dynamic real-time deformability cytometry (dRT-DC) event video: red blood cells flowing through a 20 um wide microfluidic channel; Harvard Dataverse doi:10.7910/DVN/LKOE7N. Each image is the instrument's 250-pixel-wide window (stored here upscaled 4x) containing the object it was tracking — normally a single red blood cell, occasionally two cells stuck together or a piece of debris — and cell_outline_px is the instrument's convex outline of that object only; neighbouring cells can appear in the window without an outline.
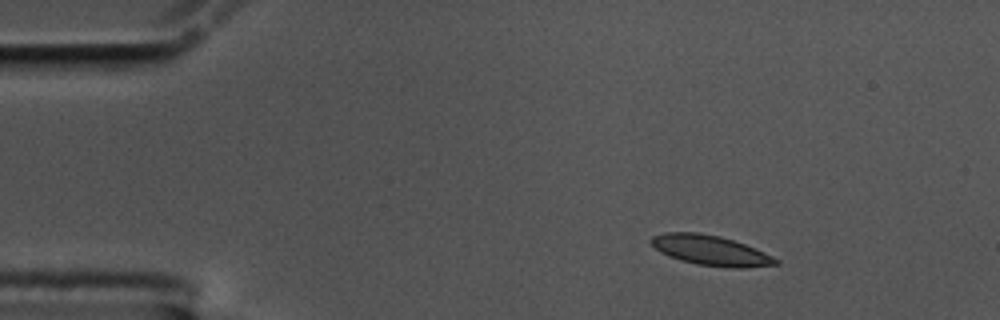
{"species": "common noctule bat (a hibernating species)", "species_latin": "Nyctalus noctula", "temperature_condition": "cold", "stored_images_in_passage": 23, "camera_frame_rate_fps": 3000, "um_per_image_px": 0.085, "animal": {"sex": "male", "body_mass_g": 17.5, "forearm_length_mm": 52.3}, "frame": {"image": 1, "passage_image": 1, "time_ms": 0.0, "image_size_px": [1000, 320], "cell_outline_px": [[780, 264], [744, 268], [728, 268], [696, 264], [680, 260], [668, 256], [660, 252], [648, 240], [652, 236], [664, 232], [700, 232], [720, 236], [744, 244], [764, 252], [780, 260]], "centroid_in_image_um": [60.39, 21.28], "position_along_channel_um": 24.6, "area_um2": 21.96}}
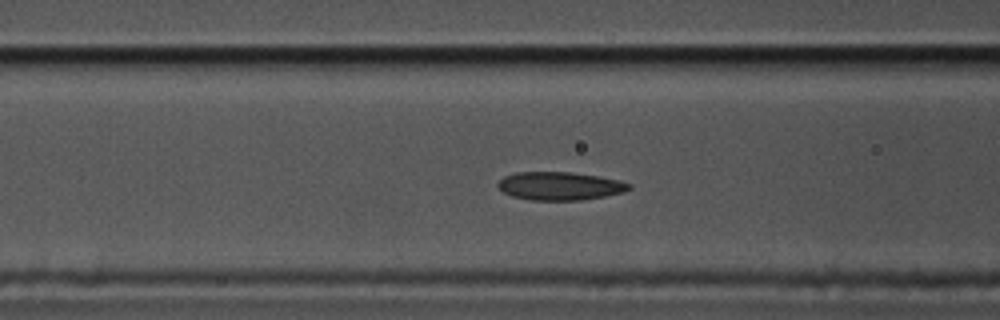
{"frame": {"image": 2, "passage_image": 15, "time_ms": 4.667, "image_size_px": [1000, 320], "cell_outline_px": [[632, 188], [624, 192], [604, 196], [580, 200], [532, 200], [512, 196], [504, 192], [496, 184], [504, 176], [516, 172], [568, 172], [600, 176], [632, 184]], "centroid_in_image_um": [47.59, 15.8], "position_along_channel_um": 119.0, "area_um2": 21.44}}
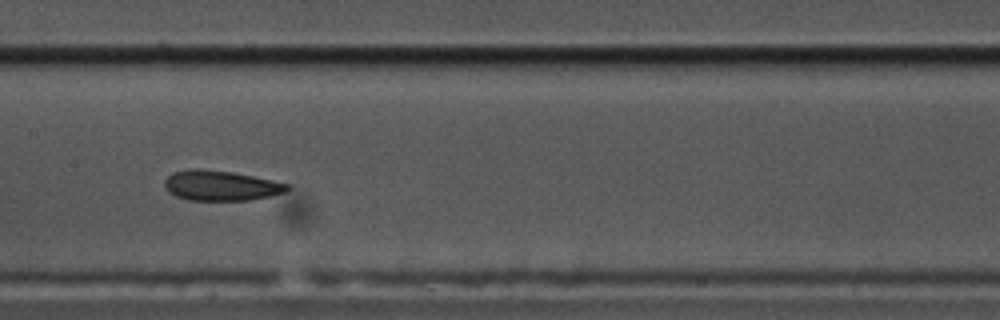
{"frame": {"image": 3, "passage_image": 21, "time_ms": 6.667, "image_size_px": [1000, 320], "cell_outline_px": [[288, 188], [284, 192], [268, 196], [248, 200], [188, 200], [176, 196], [168, 192], [164, 188], [164, 180], [172, 172], [192, 168], [200, 168], [232, 172], [272, 180], [288, 184]], "centroid_in_image_um": [18.69, 15.76], "position_along_channel_um": 188.7, "area_um2": 21.44}}